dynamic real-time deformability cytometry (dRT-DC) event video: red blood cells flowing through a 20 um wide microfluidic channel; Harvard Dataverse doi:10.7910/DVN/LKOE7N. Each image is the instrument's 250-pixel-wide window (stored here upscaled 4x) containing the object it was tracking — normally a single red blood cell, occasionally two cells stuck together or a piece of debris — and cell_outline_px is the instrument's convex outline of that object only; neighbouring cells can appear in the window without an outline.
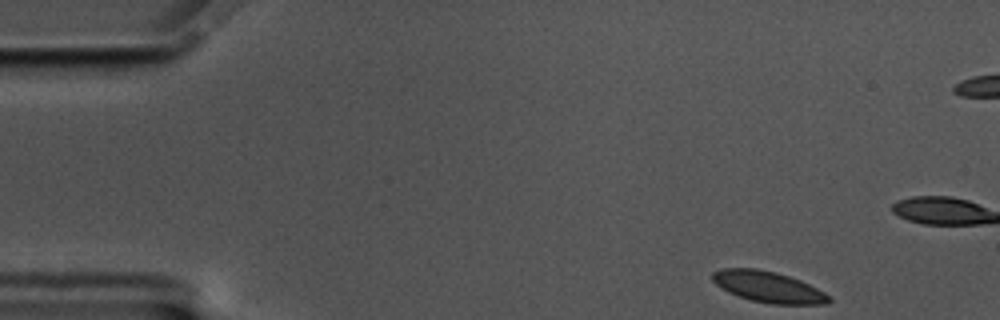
{"species": "common noctule bat (a hibernating species)", "species_latin": "Nyctalus noctula", "temperature_condition": "cold", "stored_images_in_passage": 54, "camera_frame_rate_fps": 3000, "um_per_image_px": 0.085, "animal": {"sex": "male", "body_mass_g": 17.5, "forearm_length_mm": 52.3}, "frame": {"image": 1, "passage_image": 1, "time_ms": 0.0, "image_size_px": [1000, 320], "cell_outline_px": [[832, 300], [828, 304], [772, 304], [752, 300], [728, 292], [716, 284], [712, 280], [712, 272], [720, 268], [756, 268], [776, 272], [800, 280], [832, 296]], "centroid_in_image_um": [65.31, 24.38], "position_along_channel_um": 19.7, "area_um2": 21.04}}
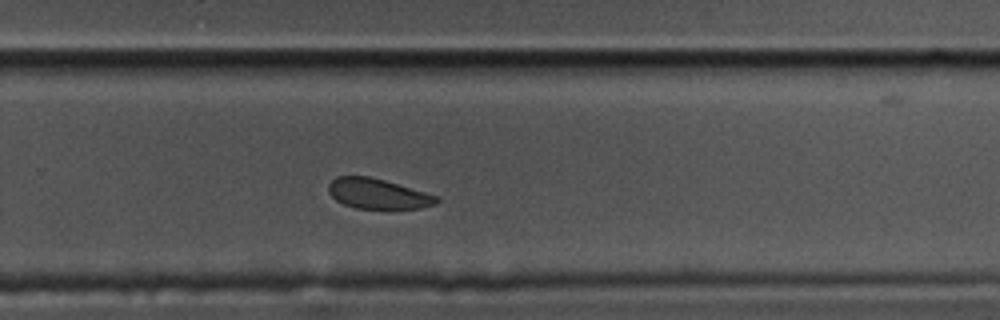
{"frame": {"image": 2, "passage_image": 33, "time_ms": 10.667, "image_size_px": [1000, 320], "cell_outline_px": [[440, 200], [436, 204], [420, 208], [356, 208], [344, 204], [336, 200], [328, 192], [328, 184], [336, 176], [368, 176], [384, 180], [440, 196]], "centroid_in_image_um": [32.13, 16.46], "position_along_channel_um": 297.7, "area_um2": 18.96}}
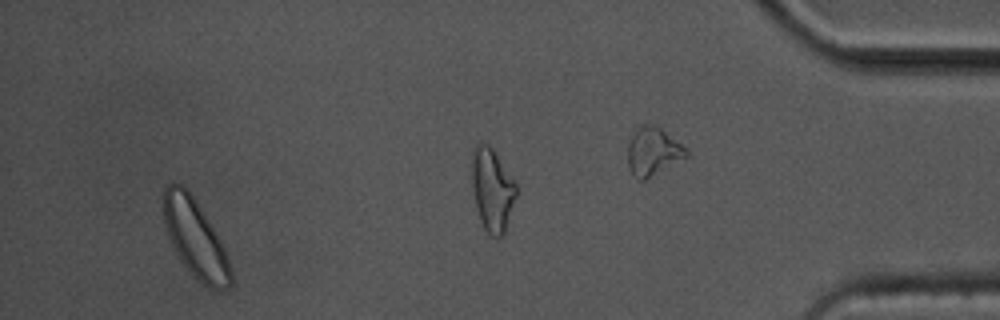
{"frame": {"image": 3, "passage_image": 50, "time_ms": 16.333, "image_size_px": [1000, 320], "cell_outline_px": [[232, 284], [228, 288], [216, 292], [212, 292], [192, 276], [180, 260], [168, 236], [164, 220], [164, 188], [172, 180], [184, 184], [188, 188], [220, 240], [224, 248], [232, 272]], "centroid_in_image_um": [16.6, 20.3], "position_along_channel_um": 418.6, "area_um2": 30.87}, "authors_computed_cell_mechanics": {"area_um2": 21.1837, "velocity_mm_per_s": 3.4374, "shape_relaxation_time_tau1_ms": 1.5425, "shape_relaxation_time_tau2_ms": null, "deformation_change_tau1": 0.0496, "deformation_change_tau2": null}}